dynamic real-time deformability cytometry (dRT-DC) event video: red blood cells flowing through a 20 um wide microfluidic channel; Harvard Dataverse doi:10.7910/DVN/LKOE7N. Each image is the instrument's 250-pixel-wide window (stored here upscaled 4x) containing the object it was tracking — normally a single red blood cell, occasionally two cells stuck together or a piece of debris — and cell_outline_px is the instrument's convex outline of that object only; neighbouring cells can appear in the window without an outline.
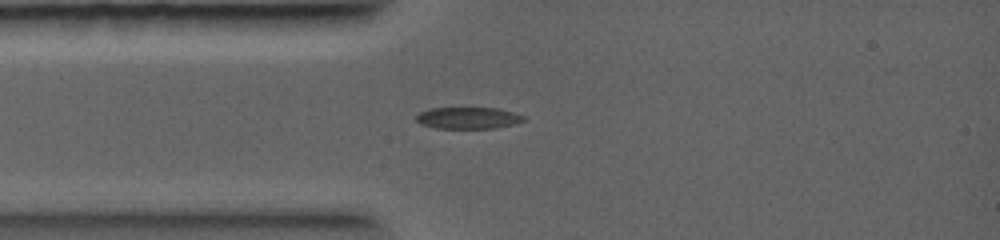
{"species": "common noctule bat (a hibernating species)", "species_latin": "Nyctalus noctula", "temperature_condition": "warm", "stored_images_in_passage": 4, "camera_frame_rate_fps": 5000, "um_per_image_px": 0.085, "animal": {"sex": "female", "body_mass_g": 19.0, "forearm_length_mm": 56.7}, "frame": {"image": 1, "passage_image": 1, "time_ms": 0.0, "image_size_px": [1000, 240], "cell_outline_px": [[528, 120], [516, 124], [496, 128], [436, 128], [420, 124], [416, 120], [416, 116], [420, 112], [428, 108], [500, 108], [524, 116]], "centroid_in_image_um": [39.82, 10.03], "position_along_channel_um": 45.2, "area_um2": 13.7}}